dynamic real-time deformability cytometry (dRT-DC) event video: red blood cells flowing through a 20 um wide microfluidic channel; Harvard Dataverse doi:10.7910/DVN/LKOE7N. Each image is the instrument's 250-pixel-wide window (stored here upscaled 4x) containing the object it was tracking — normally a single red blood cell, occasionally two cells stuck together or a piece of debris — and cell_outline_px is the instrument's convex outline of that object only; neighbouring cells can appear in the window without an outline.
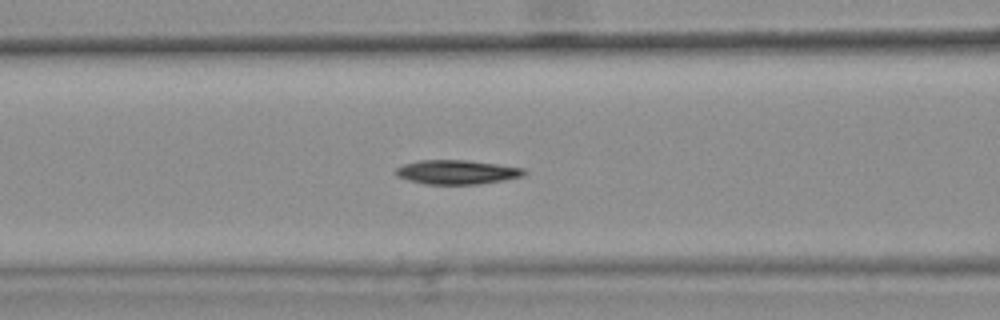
{"species": "common noctule bat (a hibernating species)", "species_latin": "Nyctalus noctula", "temperature_condition": "warm", "stored_images_in_passage": 47, "camera_frame_rate_fps": 3000, "um_per_image_px": 0.085, "animal": {"sex": "female", "body_mass_g": 25.1}, "frame": {"image": 1, "passage_image": 21, "time_ms": 6.667, "image_size_px": [1000, 320], "cell_outline_px": [[528, 172], [524, 176], [480, 184], [424, 184], [408, 180], [396, 176], [392, 172], [396, 168], [404, 164], [420, 160], [468, 160], [524, 168]], "centroid_in_image_um": [38.81, 14.63], "position_along_channel_um": 127.8, "area_um2": 18.21}, "authors_computed_cell_mechanics": {"area_um2": 18.496, "velocity_mm_per_s": 3.6825, "shape_relaxation_time_tau1_ms": 4.9833, "shape_relaxation_time_tau2_ms": null, "deformation_change_tau1": 0.1037, "deformation_change_tau2": null}}